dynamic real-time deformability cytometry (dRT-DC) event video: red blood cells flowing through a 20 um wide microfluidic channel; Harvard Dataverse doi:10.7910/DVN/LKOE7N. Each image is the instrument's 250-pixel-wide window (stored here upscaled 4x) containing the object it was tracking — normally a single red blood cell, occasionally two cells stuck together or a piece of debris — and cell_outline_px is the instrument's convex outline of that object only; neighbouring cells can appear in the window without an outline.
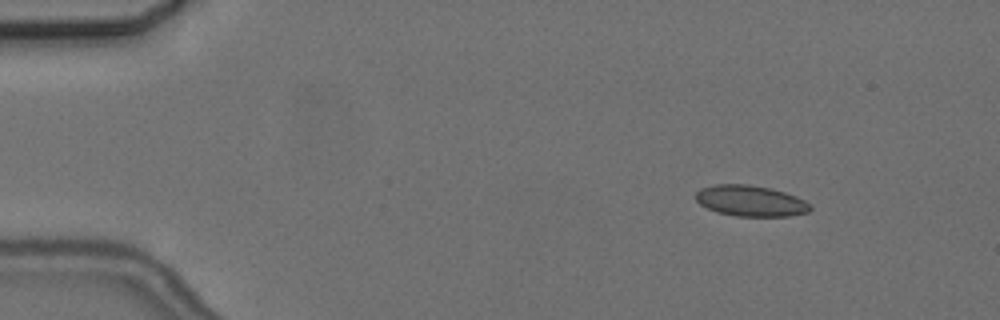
{"species": "common noctule bat (a hibernating species)", "species_latin": "Nyctalus noctula", "temperature_condition": "cold", "stored_images_in_passage": 6, "camera_frame_rate_fps": 3000, "um_per_image_px": 0.085, "animal": {"sex": "female", "body_mass_g": 24.6, "forearm_length_mm": 56.2}, "frame": {"image": 1, "passage_image": 2, "time_ms": 1.0, "image_size_px": [1000, 320], "cell_outline_px": [[812, 208], [808, 212], [788, 216], [736, 216], [716, 212], [700, 204], [696, 200], [696, 192], [700, 188], [716, 184], [748, 184], [768, 188], [784, 192], [796, 196], [812, 204]], "centroid_in_image_um": [63.8, 17.07], "position_along_channel_um": 21.2, "area_um2": 20.63}}
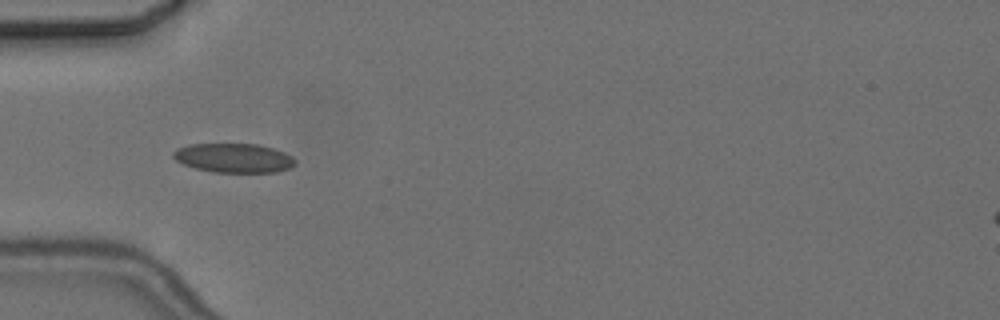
{"frame": {"image": 2, "passage_image": 5, "time_ms": 4.667, "image_size_px": [1000, 320], "cell_outline_px": [[296, 164], [288, 168], [276, 172], [212, 172], [196, 168], [184, 164], [176, 160], [172, 156], [172, 152], [176, 148], [188, 144], [256, 144], [272, 148], [284, 152], [292, 156], [296, 160]], "centroid_in_image_um": [19.85, 13.42], "position_along_channel_um": 65.1, "area_um2": 20.75}}
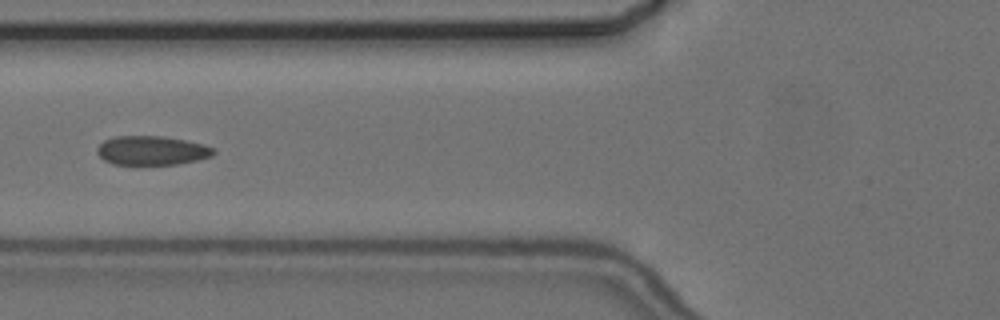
{"frame": {"image": 3, "passage_image": 6, "time_ms": 6.0, "image_size_px": [1000, 320], "cell_outline_px": [[216, 152], [212, 156], [196, 160], [176, 164], [112, 164], [104, 160], [96, 152], [96, 148], [104, 140], [116, 136], [160, 136], [184, 140], [204, 144], [216, 148]], "centroid_in_image_um": [12.91, 12.79], "position_along_channel_um": 112.9, "area_um2": 19.71}}